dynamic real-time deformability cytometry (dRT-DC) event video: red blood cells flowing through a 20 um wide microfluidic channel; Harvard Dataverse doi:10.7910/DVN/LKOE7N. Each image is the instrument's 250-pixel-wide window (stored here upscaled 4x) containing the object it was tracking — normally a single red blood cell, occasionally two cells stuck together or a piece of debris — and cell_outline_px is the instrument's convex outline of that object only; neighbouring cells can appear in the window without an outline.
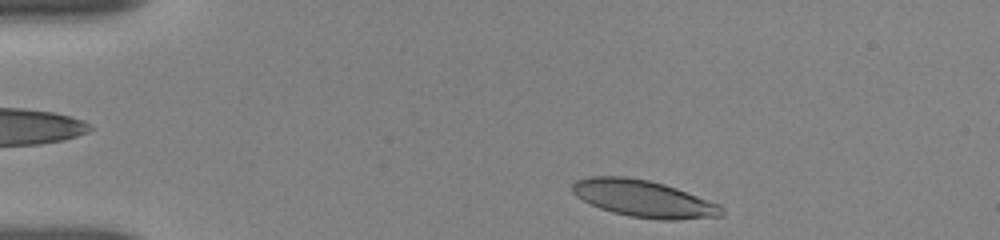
{"species": "human", "species_latin": "Homo sapiens", "temperature_condition": "room temperature", "stored_images_in_passage": 67, "camera_frame_rate_fps": 3000, "um_per_image_px": 0.085, "donor": {"sex": "female"}, "frame": {"image": 1, "passage_image": 3, "time_ms": 0.333, "image_size_px": [1000, 240], "cell_outline_px": [[724, 216], [676, 220], [660, 220], [628, 216], [612, 212], [600, 208], [576, 196], [572, 192], [572, 184], [576, 180], [592, 176], [624, 176], [648, 180], [664, 184], [676, 188], [720, 204], [724, 208]], "centroid_in_image_um": [54.74, 16.89], "position_along_channel_um": 30.3, "area_um2": 32.19}}
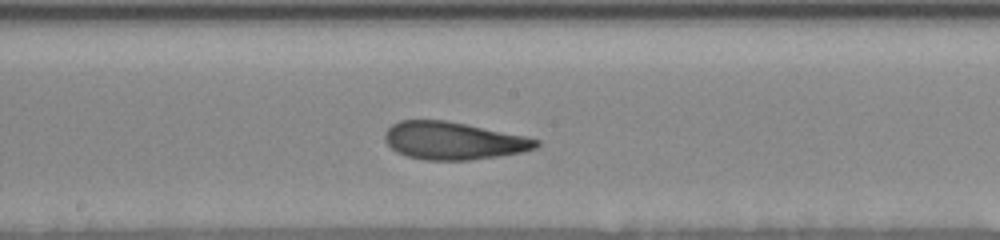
{"frame": {"image": 2, "passage_image": 39, "time_ms": 6.667, "image_size_px": [1000, 240], "cell_outline_px": [[540, 144], [536, 148], [520, 152], [496, 156], [468, 160], [424, 160], [408, 156], [396, 152], [384, 140], [384, 132], [392, 124], [400, 120], [444, 120], [524, 136], [540, 140]], "centroid_in_image_um": [38.49, 11.96], "position_along_channel_um": 209.7, "area_um2": 32.83}}
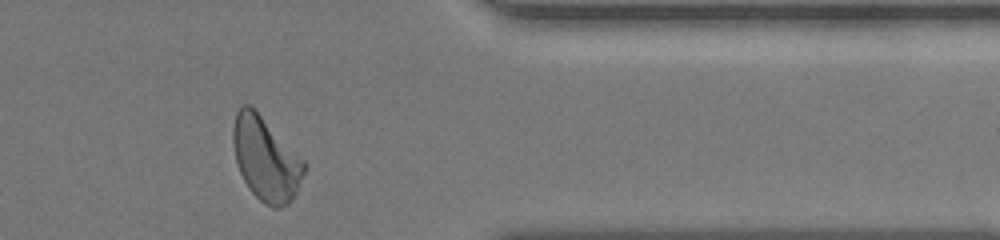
{"frame": {"image": 3, "passage_image": 65, "time_ms": 11.667, "image_size_px": [1000, 240], "cell_outline_px": [[308, 164], [296, 192], [288, 204], [280, 208], [272, 208], [264, 204], [248, 188], [240, 172], [236, 160], [232, 144], [232, 128], [236, 112], [244, 104], [248, 104]], "centroid_in_image_um": [22.58, 13.55], "position_along_channel_um": 388.8, "area_um2": 34.16}, "authors_computed_cell_mechanics": {"area_um2": 33.0038, "velocity_mm_per_s": 3.827, "shape_relaxation_time_tau1_ms": 4.6463, "shape_relaxation_time_tau2_ms": 1.4242, "deformation_change_tau1": 0.177, "deformation_change_tau2": 0.0996}}